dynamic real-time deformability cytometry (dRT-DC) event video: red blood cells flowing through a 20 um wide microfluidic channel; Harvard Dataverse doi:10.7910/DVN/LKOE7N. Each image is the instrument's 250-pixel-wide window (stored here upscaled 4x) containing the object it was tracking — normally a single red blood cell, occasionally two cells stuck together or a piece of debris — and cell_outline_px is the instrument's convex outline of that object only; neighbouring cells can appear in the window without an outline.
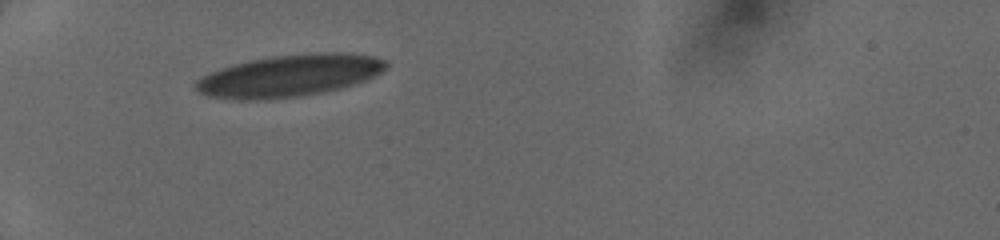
{"species": "human", "species_latin": "Homo sapiens", "temperature_condition": "cold", "stored_images_in_passage": 52, "camera_frame_rate_fps": 3000, "um_per_image_px": 0.085, "donor": {"sex": "female"}, "frame": {"image": 1, "passage_image": 1, "time_ms": 0.0, "image_size_px": [1000, 240], "cell_outline_px": [[388, 68], [364, 80], [340, 88], [324, 92], [300, 96], [272, 100], [232, 100], [208, 96], [196, 92], [192, 84], [200, 76], [208, 72], [232, 64], [248, 60], [272, 56], [316, 52], [352, 52], [372, 56], [388, 60]], "centroid_in_image_um": [24.53, 6.43], "position_along_channel_um": 60.5, "area_um2": 47.4}}
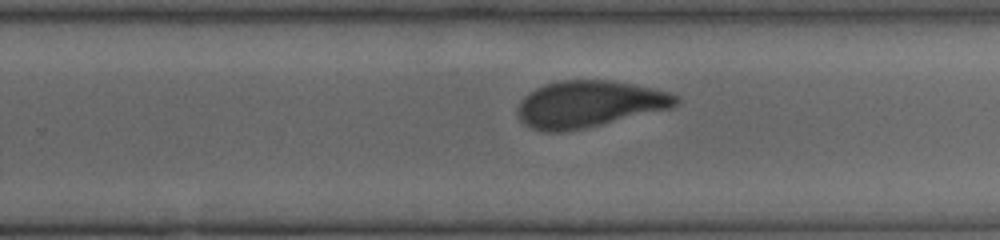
{"frame": {"image": 2, "passage_image": 28, "time_ms": 5.667, "image_size_px": [1000, 240], "cell_outline_px": [[680, 104], [672, 108], [600, 124], [560, 132], [544, 132], [532, 128], [524, 124], [520, 120], [516, 112], [516, 108], [524, 96], [528, 92], [544, 84], [560, 80], [608, 80], [632, 84], [672, 92], [680, 100]], "centroid_in_image_um": [50.05, 8.83], "position_along_channel_um": 279.7, "area_um2": 42.95}}
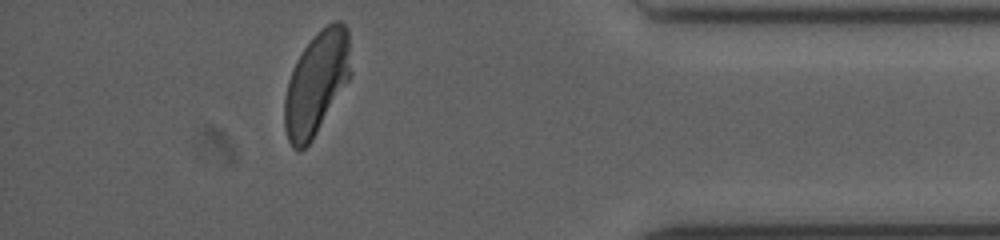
{"frame": {"image": 3, "passage_image": 45, "time_ms": 9.333, "image_size_px": [1000, 240], "cell_outline_px": [[352, 72], [348, 80], [312, 140], [300, 152], [292, 148], [288, 140], [284, 128], [284, 100], [288, 80], [296, 60], [304, 48], [316, 32], [320, 28], [332, 20], [340, 20], [348, 28]], "centroid_in_image_um": [26.9, 7.03], "position_along_channel_um": 408.3, "area_um2": 40.0}}